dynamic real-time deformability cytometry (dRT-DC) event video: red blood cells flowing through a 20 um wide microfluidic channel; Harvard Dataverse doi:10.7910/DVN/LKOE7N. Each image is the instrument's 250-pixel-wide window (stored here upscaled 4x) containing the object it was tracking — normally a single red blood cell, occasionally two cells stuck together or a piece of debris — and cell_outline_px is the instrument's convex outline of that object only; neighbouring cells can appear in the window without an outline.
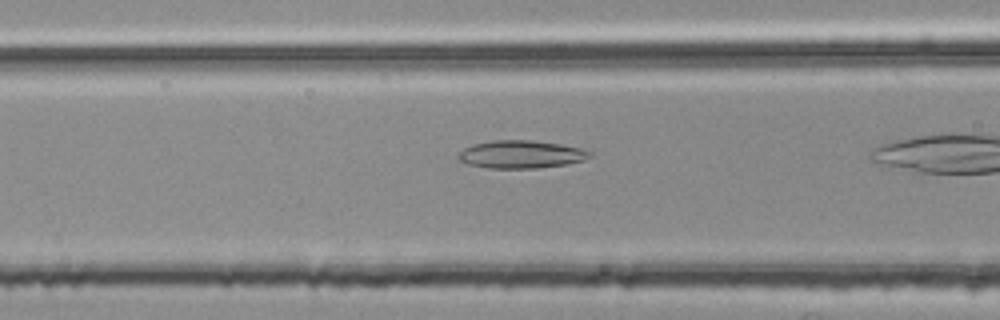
{"species": "common noctule bat (a hibernating species)", "species_latin": "Nyctalus noctula", "temperature_condition": "room temperature", "stored_images_in_passage": 11, "camera_frame_rate_fps": 3000, "um_per_image_px": 0.085, "animal": {"sex": "female", "body_mass_g": 25.1}, "frame": {"image": 1, "passage_image": 7, "time_ms": 2.0, "image_size_px": [1000, 320], "cell_outline_px": [[592, 156], [584, 160], [564, 164], [536, 168], [488, 168], [468, 164], [460, 160], [456, 156], [464, 148], [472, 144], [492, 140], [532, 140], [560, 144], [580, 148], [592, 152]], "centroid_in_image_um": [44.27, 13.11], "position_along_channel_um": 122.3, "area_um2": 21.27}}
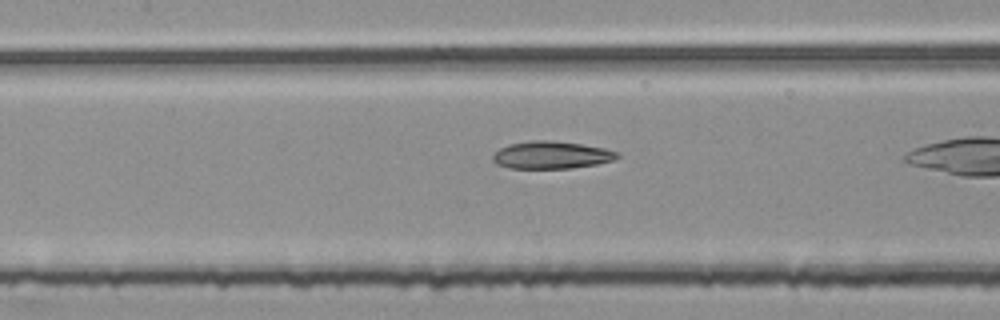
{"frame": {"image": 2, "passage_image": 10, "time_ms": 3.0, "image_size_px": [1000, 320], "cell_outline_px": [[620, 156], [612, 160], [596, 164], [572, 168], [508, 168], [496, 164], [492, 160], [492, 156], [500, 148], [508, 144], [528, 140], [552, 140], [580, 144], [604, 148], [620, 152]], "centroid_in_image_um": [46.85, 13.17], "position_along_channel_um": 160.6, "area_um2": 20.0}}